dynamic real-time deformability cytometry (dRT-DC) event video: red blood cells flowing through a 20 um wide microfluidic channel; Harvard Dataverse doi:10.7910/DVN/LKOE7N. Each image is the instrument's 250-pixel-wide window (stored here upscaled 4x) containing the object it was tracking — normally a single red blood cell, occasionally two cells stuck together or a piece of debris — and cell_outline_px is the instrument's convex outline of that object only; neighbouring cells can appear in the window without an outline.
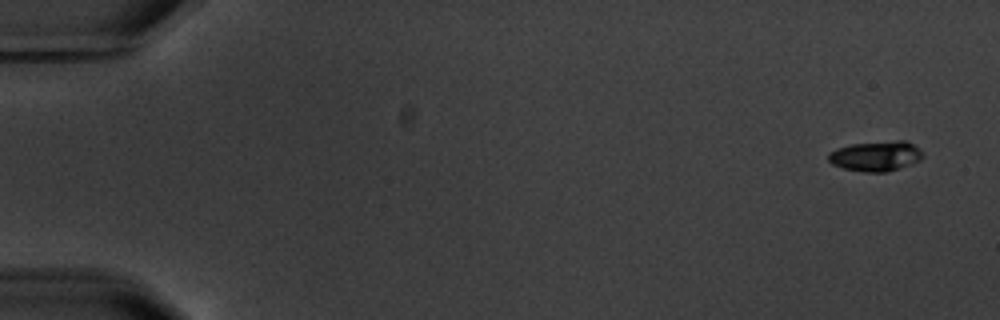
{"species": "common noctule bat (a hibernating species)", "species_latin": "Nyctalus noctula", "temperature_condition": "warm", "stored_images_in_passage": 6, "camera_frame_rate_fps": 3000, "um_per_image_px": 0.085, "animal": {"sex": "male", "body_mass_g": 20.1, "forearm_length_mm": 53.5}, "frame": {"image": 1, "passage_image": 1, "time_ms": 0.0, "image_size_px": [1000, 320], "cell_outline_px": [[924, 156], [920, 160], [912, 164], [888, 172], [864, 172], [844, 168], [832, 164], [828, 160], [828, 152], [836, 148], [852, 144], [896, 140], [904, 140], [912, 144], [924, 152]], "centroid_in_image_um": [74.46, 13.27], "position_along_channel_um": 10.5, "area_um2": 16.7}}
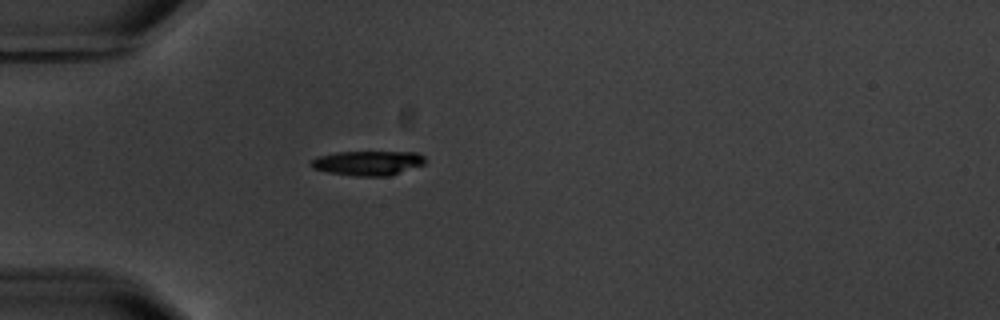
{"frame": {"image": 2, "passage_image": 5, "time_ms": 5.0, "image_size_px": [1000, 320], "cell_outline_px": [[424, 164], [388, 176], [356, 176], [328, 172], [312, 168], [308, 164], [316, 156], [336, 152], [416, 152], [424, 156]], "centroid_in_image_um": [31.21, 13.85], "position_along_channel_um": 53.8, "area_um2": 16.3}}